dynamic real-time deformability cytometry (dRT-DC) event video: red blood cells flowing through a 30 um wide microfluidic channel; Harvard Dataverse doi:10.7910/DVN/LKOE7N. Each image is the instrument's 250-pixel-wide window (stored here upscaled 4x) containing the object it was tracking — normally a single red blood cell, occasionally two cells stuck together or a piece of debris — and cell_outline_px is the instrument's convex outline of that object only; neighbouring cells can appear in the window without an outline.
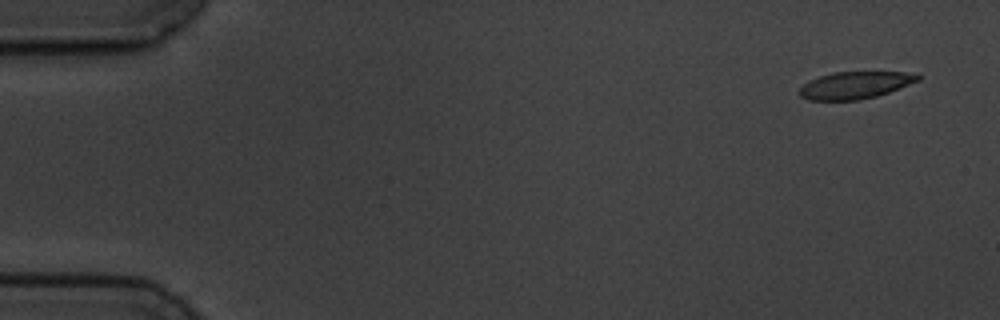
{"species": "common noctule bat (a hibernating species)", "species_latin": "Nyctalus noctula", "temperature_condition": "cold", "stored_images_in_passage": 5, "camera_frame_rate_fps": 3000, "um_per_image_px": 0.085, "animal": {"sex": "male", "body_mass_g": 19.5, "forearm_length_mm": 54.6}, "frame": {"image": 1, "passage_image": 1, "time_ms": 0.0, "image_size_px": [1000, 320], "cell_outline_px": [[920, 80], [888, 92], [876, 96], [860, 100], [808, 100], [800, 96], [800, 88], [804, 84], [820, 76], [832, 72], [916, 72], [920, 76]], "centroid_in_image_um": [72.71, 7.23], "position_along_channel_um": 12.3, "area_um2": 18.61}}
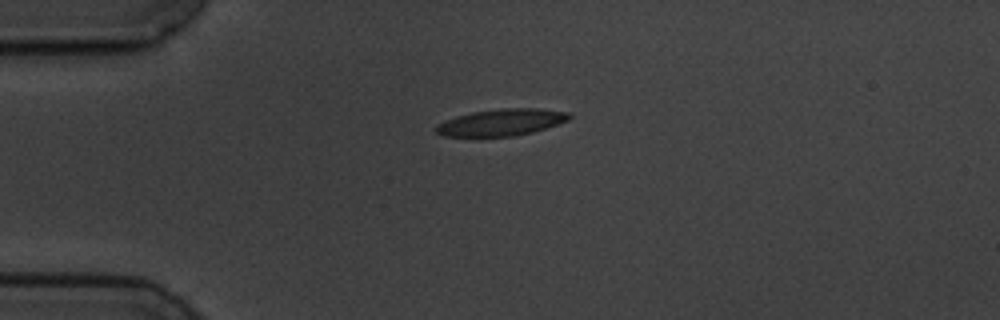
{"frame": {"image": 2, "passage_image": 4, "time_ms": 3.667, "image_size_px": [1000, 320], "cell_outline_px": [[572, 116], [568, 120], [532, 132], [512, 136], [476, 140], [444, 136], [436, 132], [436, 128], [440, 124], [456, 116], [472, 112], [504, 108], [536, 108], [568, 112]], "centroid_in_image_um": [42.55, 10.45], "position_along_channel_um": 42.5, "area_um2": 21.27}}